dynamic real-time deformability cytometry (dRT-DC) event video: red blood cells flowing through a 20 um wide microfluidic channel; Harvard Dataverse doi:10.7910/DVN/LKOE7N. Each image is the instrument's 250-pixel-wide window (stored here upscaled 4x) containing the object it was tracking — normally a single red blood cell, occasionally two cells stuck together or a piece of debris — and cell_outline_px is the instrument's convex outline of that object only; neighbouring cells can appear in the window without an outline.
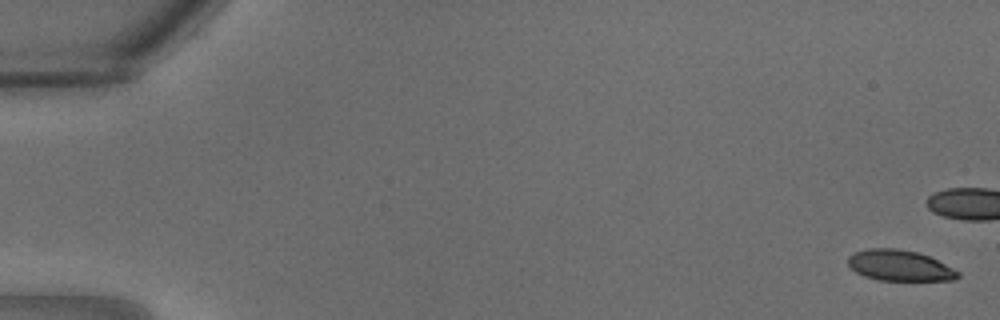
{"species": "common noctule bat (a hibernating species)", "species_latin": "Nyctalus noctula", "temperature_condition": "warm", "stored_images_in_passage": 19, "camera_frame_rate_fps": 3000, "um_per_image_px": 0.085, "animal": {"sex": "male", "body_mass_g": 18.8}, "frame": {"image": 1, "passage_image": 1, "time_ms": 0.0, "image_size_px": [1000, 320], "cell_outline_px": [[960, 276], [952, 280], [876, 280], [864, 276], [856, 272], [848, 264], [848, 256], [856, 252], [868, 248], [896, 248], [916, 252], [928, 256], [960, 272]], "centroid_in_image_um": [76.44, 22.57], "position_along_channel_um": 8.6, "area_um2": 19.54}}